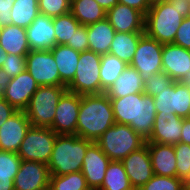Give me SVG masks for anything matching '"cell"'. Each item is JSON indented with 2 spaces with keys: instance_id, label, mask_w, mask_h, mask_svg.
I'll return each instance as SVG.
<instances>
[{
  "instance_id": "6da1fadb",
  "label": "cell",
  "mask_w": 190,
  "mask_h": 190,
  "mask_svg": "<svg viewBox=\"0 0 190 190\" xmlns=\"http://www.w3.org/2000/svg\"><path fill=\"white\" fill-rule=\"evenodd\" d=\"M115 123L129 125L144 139L153 131L156 110L154 99L144 92L110 98Z\"/></svg>"
},
{
  "instance_id": "7a4b0ae2",
  "label": "cell",
  "mask_w": 190,
  "mask_h": 190,
  "mask_svg": "<svg viewBox=\"0 0 190 190\" xmlns=\"http://www.w3.org/2000/svg\"><path fill=\"white\" fill-rule=\"evenodd\" d=\"M189 12V0H168L152 5L145 15L144 33L161 44L173 43Z\"/></svg>"
},
{
  "instance_id": "3957f363",
  "label": "cell",
  "mask_w": 190,
  "mask_h": 190,
  "mask_svg": "<svg viewBox=\"0 0 190 190\" xmlns=\"http://www.w3.org/2000/svg\"><path fill=\"white\" fill-rule=\"evenodd\" d=\"M114 124L112 104L105 93L81 96L76 135L95 142Z\"/></svg>"
},
{
  "instance_id": "277c9868",
  "label": "cell",
  "mask_w": 190,
  "mask_h": 190,
  "mask_svg": "<svg viewBox=\"0 0 190 190\" xmlns=\"http://www.w3.org/2000/svg\"><path fill=\"white\" fill-rule=\"evenodd\" d=\"M92 141L78 135H57L48 168L51 175L80 172L86 150Z\"/></svg>"
},
{
  "instance_id": "5b68a950",
  "label": "cell",
  "mask_w": 190,
  "mask_h": 190,
  "mask_svg": "<svg viewBox=\"0 0 190 190\" xmlns=\"http://www.w3.org/2000/svg\"><path fill=\"white\" fill-rule=\"evenodd\" d=\"M95 143L110 160L121 161L131 152L144 146L146 139L136 133L129 125L115 123Z\"/></svg>"
},
{
  "instance_id": "8992f818",
  "label": "cell",
  "mask_w": 190,
  "mask_h": 190,
  "mask_svg": "<svg viewBox=\"0 0 190 190\" xmlns=\"http://www.w3.org/2000/svg\"><path fill=\"white\" fill-rule=\"evenodd\" d=\"M66 90V86H38L24 110L31 126H52L58 101Z\"/></svg>"
},
{
  "instance_id": "52a82bcc",
  "label": "cell",
  "mask_w": 190,
  "mask_h": 190,
  "mask_svg": "<svg viewBox=\"0 0 190 190\" xmlns=\"http://www.w3.org/2000/svg\"><path fill=\"white\" fill-rule=\"evenodd\" d=\"M100 64V54L90 50L80 52L74 79L66 87L67 90L81 96L100 94Z\"/></svg>"
},
{
  "instance_id": "ba28073f",
  "label": "cell",
  "mask_w": 190,
  "mask_h": 190,
  "mask_svg": "<svg viewBox=\"0 0 190 190\" xmlns=\"http://www.w3.org/2000/svg\"><path fill=\"white\" fill-rule=\"evenodd\" d=\"M56 137L57 134L51 128L30 126L17 153L24 161L48 165Z\"/></svg>"
},
{
  "instance_id": "9c48e42d",
  "label": "cell",
  "mask_w": 190,
  "mask_h": 190,
  "mask_svg": "<svg viewBox=\"0 0 190 190\" xmlns=\"http://www.w3.org/2000/svg\"><path fill=\"white\" fill-rule=\"evenodd\" d=\"M162 48L163 44L146 34L140 38L130 66L140 73L144 82L152 74L163 72Z\"/></svg>"
},
{
  "instance_id": "30bf717a",
  "label": "cell",
  "mask_w": 190,
  "mask_h": 190,
  "mask_svg": "<svg viewBox=\"0 0 190 190\" xmlns=\"http://www.w3.org/2000/svg\"><path fill=\"white\" fill-rule=\"evenodd\" d=\"M156 112L172 114L182 118H190V86L180 81L173 82L169 87L153 97Z\"/></svg>"
},
{
  "instance_id": "8fae6325",
  "label": "cell",
  "mask_w": 190,
  "mask_h": 190,
  "mask_svg": "<svg viewBox=\"0 0 190 190\" xmlns=\"http://www.w3.org/2000/svg\"><path fill=\"white\" fill-rule=\"evenodd\" d=\"M26 70L39 86H61L60 74L51 50H30Z\"/></svg>"
},
{
  "instance_id": "7c38bea8",
  "label": "cell",
  "mask_w": 190,
  "mask_h": 190,
  "mask_svg": "<svg viewBox=\"0 0 190 190\" xmlns=\"http://www.w3.org/2000/svg\"><path fill=\"white\" fill-rule=\"evenodd\" d=\"M81 95L66 90L60 97L52 126L57 135H76Z\"/></svg>"
},
{
  "instance_id": "4fadbf2b",
  "label": "cell",
  "mask_w": 190,
  "mask_h": 190,
  "mask_svg": "<svg viewBox=\"0 0 190 190\" xmlns=\"http://www.w3.org/2000/svg\"><path fill=\"white\" fill-rule=\"evenodd\" d=\"M121 162L134 189H140L154 175L147 144L131 152Z\"/></svg>"
},
{
  "instance_id": "5bb4252c",
  "label": "cell",
  "mask_w": 190,
  "mask_h": 190,
  "mask_svg": "<svg viewBox=\"0 0 190 190\" xmlns=\"http://www.w3.org/2000/svg\"><path fill=\"white\" fill-rule=\"evenodd\" d=\"M38 86L35 79L25 70L10 80L1 96L17 111H24Z\"/></svg>"
},
{
  "instance_id": "9a60e30c",
  "label": "cell",
  "mask_w": 190,
  "mask_h": 190,
  "mask_svg": "<svg viewBox=\"0 0 190 190\" xmlns=\"http://www.w3.org/2000/svg\"><path fill=\"white\" fill-rule=\"evenodd\" d=\"M50 175L47 164L22 160L14 179V190L49 189Z\"/></svg>"
},
{
  "instance_id": "2e32d148",
  "label": "cell",
  "mask_w": 190,
  "mask_h": 190,
  "mask_svg": "<svg viewBox=\"0 0 190 190\" xmlns=\"http://www.w3.org/2000/svg\"><path fill=\"white\" fill-rule=\"evenodd\" d=\"M110 161L95 142L88 146L81 172L90 190H98L101 187Z\"/></svg>"
},
{
  "instance_id": "e0dca14e",
  "label": "cell",
  "mask_w": 190,
  "mask_h": 190,
  "mask_svg": "<svg viewBox=\"0 0 190 190\" xmlns=\"http://www.w3.org/2000/svg\"><path fill=\"white\" fill-rule=\"evenodd\" d=\"M31 124L25 111H17L0 126V150L17 153Z\"/></svg>"
},
{
  "instance_id": "ac0fdd59",
  "label": "cell",
  "mask_w": 190,
  "mask_h": 190,
  "mask_svg": "<svg viewBox=\"0 0 190 190\" xmlns=\"http://www.w3.org/2000/svg\"><path fill=\"white\" fill-rule=\"evenodd\" d=\"M183 118L172 114L156 112L153 131L146 142L175 145L180 142Z\"/></svg>"
},
{
  "instance_id": "d6986e66",
  "label": "cell",
  "mask_w": 190,
  "mask_h": 190,
  "mask_svg": "<svg viewBox=\"0 0 190 190\" xmlns=\"http://www.w3.org/2000/svg\"><path fill=\"white\" fill-rule=\"evenodd\" d=\"M106 19L115 32H144L145 16L127 5L117 3L106 11Z\"/></svg>"
},
{
  "instance_id": "ffe728a7",
  "label": "cell",
  "mask_w": 190,
  "mask_h": 190,
  "mask_svg": "<svg viewBox=\"0 0 190 190\" xmlns=\"http://www.w3.org/2000/svg\"><path fill=\"white\" fill-rule=\"evenodd\" d=\"M162 68L175 82L181 81L190 69V50L173 43L163 44Z\"/></svg>"
},
{
  "instance_id": "44dd1931",
  "label": "cell",
  "mask_w": 190,
  "mask_h": 190,
  "mask_svg": "<svg viewBox=\"0 0 190 190\" xmlns=\"http://www.w3.org/2000/svg\"><path fill=\"white\" fill-rule=\"evenodd\" d=\"M31 50H50L56 45L52 17L39 14L26 28Z\"/></svg>"
},
{
  "instance_id": "7402d4cb",
  "label": "cell",
  "mask_w": 190,
  "mask_h": 190,
  "mask_svg": "<svg viewBox=\"0 0 190 190\" xmlns=\"http://www.w3.org/2000/svg\"><path fill=\"white\" fill-rule=\"evenodd\" d=\"M151 157L154 175L176 177L174 145L146 142Z\"/></svg>"
},
{
  "instance_id": "603a6c76",
  "label": "cell",
  "mask_w": 190,
  "mask_h": 190,
  "mask_svg": "<svg viewBox=\"0 0 190 190\" xmlns=\"http://www.w3.org/2000/svg\"><path fill=\"white\" fill-rule=\"evenodd\" d=\"M144 81L140 73L128 65L114 83L105 90L109 98H121L129 94L142 93Z\"/></svg>"
},
{
  "instance_id": "cb8c5ba5",
  "label": "cell",
  "mask_w": 190,
  "mask_h": 190,
  "mask_svg": "<svg viewBox=\"0 0 190 190\" xmlns=\"http://www.w3.org/2000/svg\"><path fill=\"white\" fill-rule=\"evenodd\" d=\"M115 33L114 28L106 18L87 25L88 50L100 55L109 53Z\"/></svg>"
},
{
  "instance_id": "d4e9b609",
  "label": "cell",
  "mask_w": 190,
  "mask_h": 190,
  "mask_svg": "<svg viewBox=\"0 0 190 190\" xmlns=\"http://www.w3.org/2000/svg\"><path fill=\"white\" fill-rule=\"evenodd\" d=\"M60 74L61 86H68L74 79L80 52L67 45H55L50 49Z\"/></svg>"
},
{
  "instance_id": "484cf974",
  "label": "cell",
  "mask_w": 190,
  "mask_h": 190,
  "mask_svg": "<svg viewBox=\"0 0 190 190\" xmlns=\"http://www.w3.org/2000/svg\"><path fill=\"white\" fill-rule=\"evenodd\" d=\"M0 46L6 54L27 55L31 50L26 29L12 24L0 28Z\"/></svg>"
},
{
  "instance_id": "4316f807",
  "label": "cell",
  "mask_w": 190,
  "mask_h": 190,
  "mask_svg": "<svg viewBox=\"0 0 190 190\" xmlns=\"http://www.w3.org/2000/svg\"><path fill=\"white\" fill-rule=\"evenodd\" d=\"M144 32H116L109 53L130 65Z\"/></svg>"
},
{
  "instance_id": "83f0119b",
  "label": "cell",
  "mask_w": 190,
  "mask_h": 190,
  "mask_svg": "<svg viewBox=\"0 0 190 190\" xmlns=\"http://www.w3.org/2000/svg\"><path fill=\"white\" fill-rule=\"evenodd\" d=\"M70 13L84 26L106 18V10L96 0H71Z\"/></svg>"
},
{
  "instance_id": "f1b7e54d",
  "label": "cell",
  "mask_w": 190,
  "mask_h": 190,
  "mask_svg": "<svg viewBox=\"0 0 190 190\" xmlns=\"http://www.w3.org/2000/svg\"><path fill=\"white\" fill-rule=\"evenodd\" d=\"M21 162L18 153L0 150V190H14V179Z\"/></svg>"
},
{
  "instance_id": "f546056e",
  "label": "cell",
  "mask_w": 190,
  "mask_h": 190,
  "mask_svg": "<svg viewBox=\"0 0 190 190\" xmlns=\"http://www.w3.org/2000/svg\"><path fill=\"white\" fill-rule=\"evenodd\" d=\"M121 161L111 160L98 190H133Z\"/></svg>"
},
{
  "instance_id": "4dcf8cb0",
  "label": "cell",
  "mask_w": 190,
  "mask_h": 190,
  "mask_svg": "<svg viewBox=\"0 0 190 190\" xmlns=\"http://www.w3.org/2000/svg\"><path fill=\"white\" fill-rule=\"evenodd\" d=\"M127 66V63L115 55L110 53L101 55L99 74L101 79V93H104L114 83Z\"/></svg>"
},
{
  "instance_id": "1f68e13d",
  "label": "cell",
  "mask_w": 190,
  "mask_h": 190,
  "mask_svg": "<svg viewBox=\"0 0 190 190\" xmlns=\"http://www.w3.org/2000/svg\"><path fill=\"white\" fill-rule=\"evenodd\" d=\"M39 14L38 0H15L11 8V24L26 29Z\"/></svg>"
},
{
  "instance_id": "d6a6232c",
  "label": "cell",
  "mask_w": 190,
  "mask_h": 190,
  "mask_svg": "<svg viewBox=\"0 0 190 190\" xmlns=\"http://www.w3.org/2000/svg\"><path fill=\"white\" fill-rule=\"evenodd\" d=\"M53 28L56 38V45L72 43L77 28L81 25L79 21L69 12L67 14L53 17Z\"/></svg>"
},
{
  "instance_id": "836d02e7",
  "label": "cell",
  "mask_w": 190,
  "mask_h": 190,
  "mask_svg": "<svg viewBox=\"0 0 190 190\" xmlns=\"http://www.w3.org/2000/svg\"><path fill=\"white\" fill-rule=\"evenodd\" d=\"M49 190H90V188L80 171L65 175H50Z\"/></svg>"
},
{
  "instance_id": "e575fe53",
  "label": "cell",
  "mask_w": 190,
  "mask_h": 190,
  "mask_svg": "<svg viewBox=\"0 0 190 190\" xmlns=\"http://www.w3.org/2000/svg\"><path fill=\"white\" fill-rule=\"evenodd\" d=\"M176 177L184 182L190 180V145L179 142L174 145Z\"/></svg>"
},
{
  "instance_id": "d590c367",
  "label": "cell",
  "mask_w": 190,
  "mask_h": 190,
  "mask_svg": "<svg viewBox=\"0 0 190 190\" xmlns=\"http://www.w3.org/2000/svg\"><path fill=\"white\" fill-rule=\"evenodd\" d=\"M140 190H185V182L178 177L153 175Z\"/></svg>"
},
{
  "instance_id": "8d00e7d4",
  "label": "cell",
  "mask_w": 190,
  "mask_h": 190,
  "mask_svg": "<svg viewBox=\"0 0 190 190\" xmlns=\"http://www.w3.org/2000/svg\"><path fill=\"white\" fill-rule=\"evenodd\" d=\"M71 0H38L39 12L48 17H57L70 12Z\"/></svg>"
},
{
  "instance_id": "74e56055",
  "label": "cell",
  "mask_w": 190,
  "mask_h": 190,
  "mask_svg": "<svg viewBox=\"0 0 190 190\" xmlns=\"http://www.w3.org/2000/svg\"><path fill=\"white\" fill-rule=\"evenodd\" d=\"M174 80L164 72L152 74L145 82L143 92L152 97L156 96L160 91L169 87Z\"/></svg>"
},
{
  "instance_id": "f35d334b",
  "label": "cell",
  "mask_w": 190,
  "mask_h": 190,
  "mask_svg": "<svg viewBox=\"0 0 190 190\" xmlns=\"http://www.w3.org/2000/svg\"><path fill=\"white\" fill-rule=\"evenodd\" d=\"M1 69L12 79L26 70V55L7 54Z\"/></svg>"
},
{
  "instance_id": "ab89813d",
  "label": "cell",
  "mask_w": 190,
  "mask_h": 190,
  "mask_svg": "<svg viewBox=\"0 0 190 190\" xmlns=\"http://www.w3.org/2000/svg\"><path fill=\"white\" fill-rule=\"evenodd\" d=\"M173 44L190 50V16L184 18L179 26Z\"/></svg>"
},
{
  "instance_id": "60d3db41",
  "label": "cell",
  "mask_w": 190,
  "mask_h": 190,
  "mask_svg": "<svg viewBox=\"0 0 190 190\" xmlns=\"http://www.w3.org/2000/svg\"><path fill=\"white\" fill-rule=\"evenodd\" d=\"M66 45L78 52L87 51L89 47L87 26L80 25L72 37V43Z\"/></svg>"
},
{
  "instance_id": "b9f144b4",
  "label": "cell",
  "mask_w": 190,
  "mask_h": 190,
  "mask_svg": "<svg viewBox=\"0 0 190 190\" xmlns=\"http://www.w3.org/2000/svg\"><path fill=\"white\" fill-rule=\"evenodd\" d=\"M15 0H0V28L11 25V8Z\"/></svg>"
},
{
  "instance_id": "7bdbcfd3",
  "label": "cell",
  "mask_w": 190,
  "mask_h": 190,
  "mask_svg": "<svg viewBox=\"0 0 190 190\" xmlns=\"http://www.w3.org/2000/svg\"><path fill=\"white\" fill-rule=\"evenodd\" d=\"M17 110L11 106L2 96L0 97V126L4 124Z\"/></svg>"
},
{
  "instance_id": "ee69618b",
  "label": "cell",
  "mask_w": 190,
  "mask_h": 190,
  "mask_svg": "<svg viewBox=\"0 0 190 190\" xmlns=\"http://www.w3.org/2000/svg\"><path fill=\"white\" fill-rule=\"evenodd\" d=\"M118 3L136 9L140 11L144 16L147 14L148 10L151 7L147 0H118Z\"/></svg>"
},
{
  "instance_id": "f6af8a7d",
  "label": "cell",
  "mask_w": 190,
  "mask_h": 190,
  "mask_svg": "<svg viewBox=\"0 0 190 190\" xmlns=\"http://www.w3.org/2000/svg\"><path fill=\"white\" fill-rule=\"evenodd\" d=\"M180 142L190 145V118H183Z\"/></svg>"
},
{
  "instance_id": "bcb514c9",
  "label": "cell",
  "mask_w": 190,
  "mask_h": 190,
  "mask_svg": "<svg viewBox=\"0 0 190 190\" xmlns=\"http://www.w3.org/2000/svg\"><path fill=\"white\" fill-rule=\"evenodd\" d=\"M11 78L0 68V97L3 89L8 85Z\"/></svg>"
},
{
  "instance_id": "7dc6e473",
  "label": "cell",
  "mask_w": 190,
  "mask_h": 190,
  "mask_svg": "<svg viewBox=\"0 0 190 190\" xmlns=\"http://www.w3.org/2000/svg\"><path fill=\"white\" fill-rule=\"evenodd\" d=\"M96 1L106 11L113 8L118 3V0H96Z\"/></svg>"
},
{
  "instance_id": "c3c4849f",
  "label": "cell",
  "mask_w": 190,
  "mask_h": 190,
  "mask_svg": "<svg viewBox=\"0 0 190 190\" xmlns=\"http://www.w3.org/2000/svg\"><path fill=\"white\" fill-rule=\"evenodd\" d=\"M7 57L6 52L4 51V49L0 46V68L2 67L3 62L5 61Z\"/></svg>"
},
{
  "instance_id": "681fc988",
  "label": "cell",
  "mask_w": 190,
  "mask_h": 190,
  "mask_svg": "<svg viewBox=\"0 0 190 190\" xmlns=\"http://www.w3.org/2000/svg\"><path fill=\"white\" fill-rule=\"evenodd\" d=\"M180 82L185 85L190 86V69H189L188 73L185 75V77Z\"/></svg>"
},
{
  "instance_id": "f907efd6",
  "label": "cell",
  "mask_w": 190,
  "mask_h": 190,
  "mask_svg": "<svg viewBox=\"0 0 190 190\" xmlns=\"http://www.w3.org/2000/svg\"><path fill=\"white\" fill-rule=\"evenodd\" d=\"M147 1H148L149 5L152 6V5L162 3V2H165V1H168V0H147Z\"/></svg>"
},
{
  "instance_id": "816d5d0a",
  "label": "cell",
  "mask_w": 190,
  "mask_h": 190,
  "mask_svg": "<svg viewBox=\"0 0 190 190\" xmlns=\"http://www.w3.org/2000/svg\"><path fill=\"white\" fill-rule=\"evenodd\" d=\"M185 190H190V180L185 182Z\"/></svg>"
}]
</instances>
